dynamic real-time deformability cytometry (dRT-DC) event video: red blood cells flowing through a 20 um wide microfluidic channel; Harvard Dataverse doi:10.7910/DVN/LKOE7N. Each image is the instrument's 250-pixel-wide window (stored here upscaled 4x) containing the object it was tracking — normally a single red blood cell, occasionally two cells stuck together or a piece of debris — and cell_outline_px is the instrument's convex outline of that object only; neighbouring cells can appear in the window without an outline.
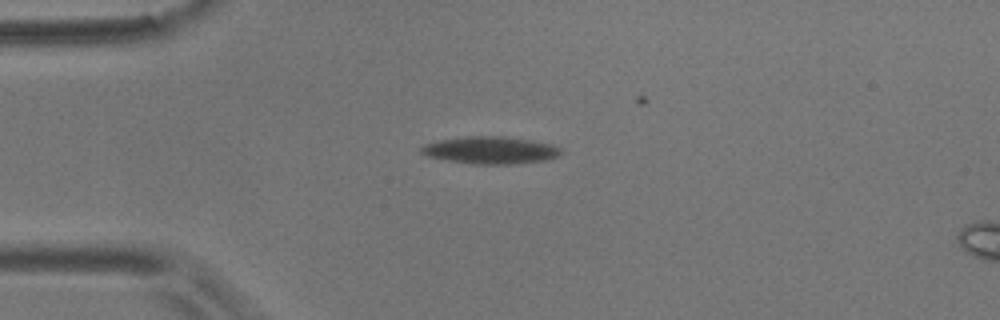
{"species": "common noctule bat (a hibernating species)", "species_latin": "Nyctalus noctula", "temperature_condition": "room temperature", "stored_images_in_passage": 3, "camera_frame_rate_fps": 3000, "um_per_image_px": 0.085, "animal": {"sex": "male", "body_mass_g": 17.9}, "frame": {"image": 1, "passage_image": 1, "time_ms": 0.0, "image_size_px": [1000, 320], "cell_outline_px": [[560, 156], [544, 160], [512, 164], [476, 164], [448, 160], [428, 156], [420, 152], [420, 148], [428, 144], [440, 140], [468, 136], [504, 136], [532, 140], [552, 144], [560, 148]], "centroid_in_image_um": [41.73, 12.76], "position_along_channel_um": 43.3, "area_um2": 21.96}}